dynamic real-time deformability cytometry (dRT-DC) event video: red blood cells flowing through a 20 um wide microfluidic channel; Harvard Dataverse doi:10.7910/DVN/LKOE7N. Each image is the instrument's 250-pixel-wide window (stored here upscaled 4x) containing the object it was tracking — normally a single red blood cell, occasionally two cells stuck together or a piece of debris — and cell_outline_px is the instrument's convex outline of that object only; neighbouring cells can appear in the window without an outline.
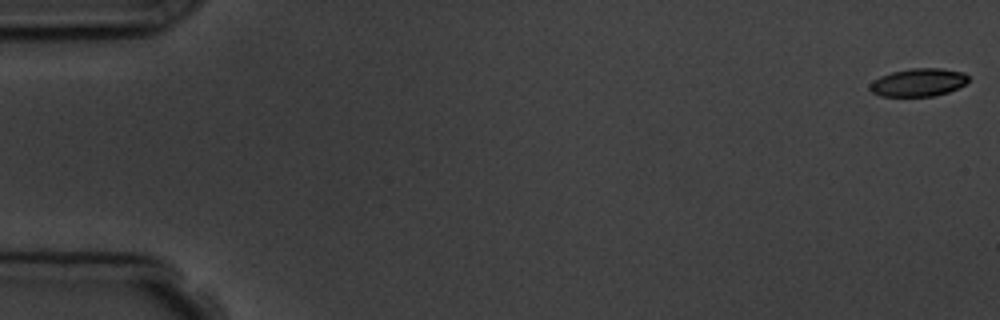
{"species": "common noctule bat (a hibernating species)", "species_latin": "Nyctalus noctula", "temperature_condition": "room temperature", "stored_images_in_passage": 6, "camera_frame_rate_fps": 3000, "um_per_image_px": 0.085, "animal": {"sex": "male", "body_mass_g": 19.5, "forearm_length_mm": 54.6}, "frame": {"image": 1, "passage_image": 1, "time_ms": 0.0, "image_size_px": [1000, 320], "cell_outline_px": [[968, 80], [964, 84], [948, 92], [932, 96], [880, 96], [872, 92], [868, 88], [868, 84], [872, 80], [880, 76], [892, 72], [912, 68], [940, 68], [964, 72], [968, 76]], "centroid_in_image_um": [78.01, 7.0], "position_along_channel_um": 7.0, "area_um2": 16.07}}
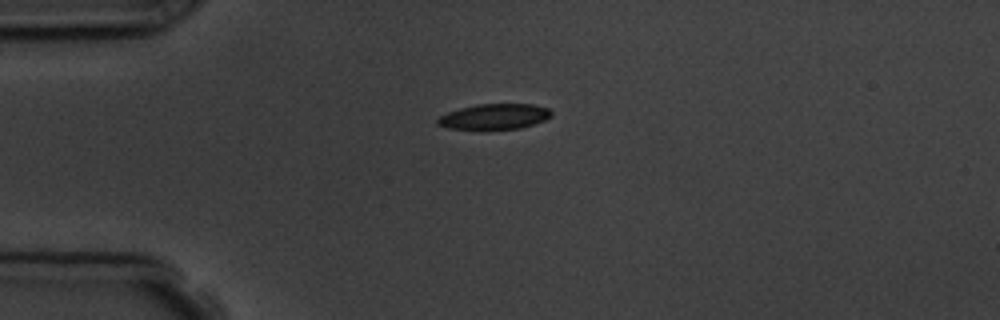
{"frame": {"image": 2, "passage_image": 5, "time_ms": 4.333, "image_size_px": [1000, 320], "cell_outline_px": [[552, 116], [544, 120], [520, 128], [484, 132], [448, 128], [436, 124], [436, 120], [440, 116], [448, 112], [460, 108], [476, 104], [532, 104], [548, 108], [552, 112]], "centroid_in_image_um": [41.98, 9.95], "position_along_channel_um": 43.0, "area_um2": 17.57}}